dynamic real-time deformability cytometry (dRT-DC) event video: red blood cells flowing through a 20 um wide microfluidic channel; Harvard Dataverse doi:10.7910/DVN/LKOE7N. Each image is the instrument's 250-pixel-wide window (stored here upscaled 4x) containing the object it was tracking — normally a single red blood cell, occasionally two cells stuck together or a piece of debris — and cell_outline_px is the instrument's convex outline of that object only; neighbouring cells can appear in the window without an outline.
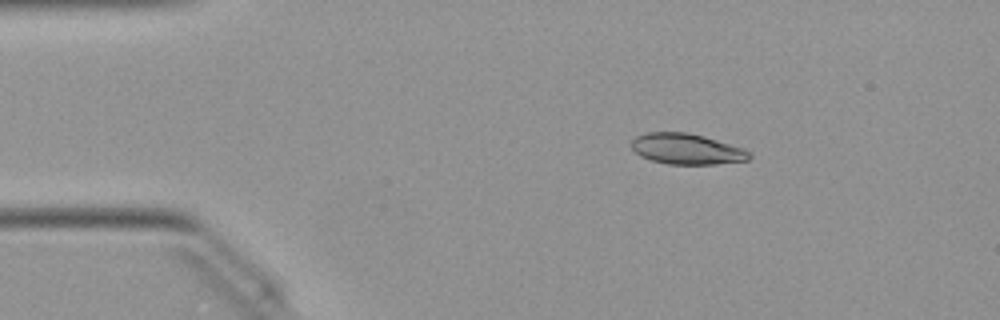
{"species": "Egyptian fruit bat (a non-hibernating species)", "species_latin": "Rousettus aegyptiacus", "temperature_condition": "warm", "stored_images_in_passage": 43, "camera_frame_rate_fps": 3000, "um_per_image_px": 0.085, "animal": {"sex": "female"}, "frame": {"image": 1, "passage_image": 1, "time_ms": 0.0, "image_size_px": [1000, 320], "cell_outline_px": [[752, 156], [748, 160], [716, 164], [668, 164], [652, 160], [640, 156], [628, 144], [636, 136], [644, 132], [688, 132], [704, 136], [744, 148], [752, 152]], "centroid_in_image_um": [58.36, 12.65], "position_along_channel_um": 26.6, "area_um2": 21.33}}
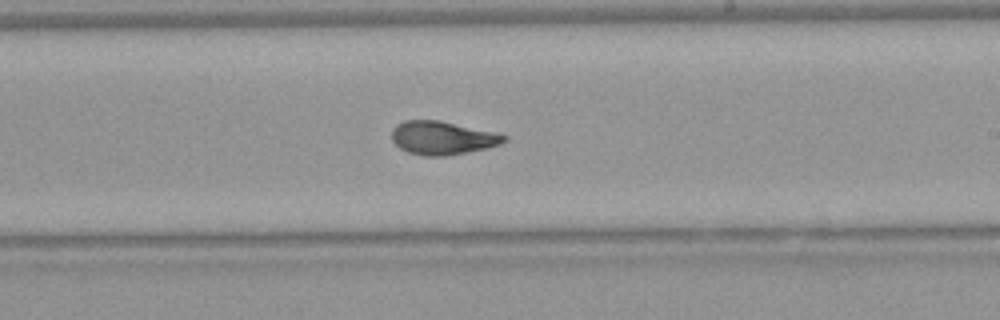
{"frame": {"image": 2, "passage_image": 22, "time_ms": 7.0, "image_size_px": [1000, 320], "cell_outline_px": [[508, 140], [500, 144], [484, 148], [444, 156], [424, 156], [408, 152], [400, 148], [392, 140], [392, 128], [396, 124], [404, 120], [440, 120], [496, 132], [508, 136]], "centroid_in_image_um": [37.59, 11.7], "position_along_channel_um": 251.4, "area_um2": 21.85}}
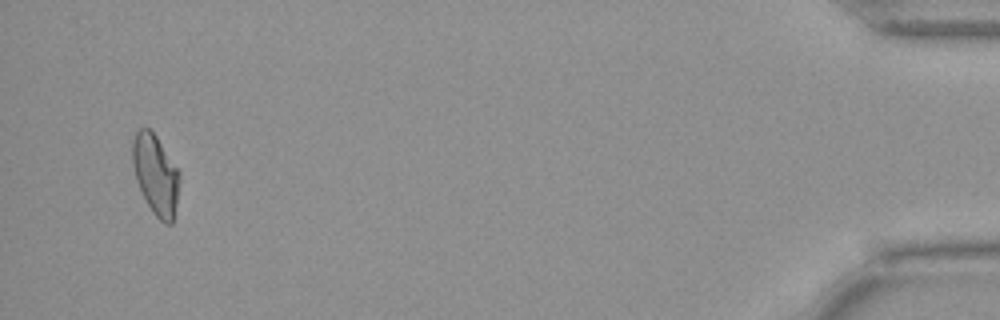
{"frame": {"image": 3, "passage_image": 41, "time_ms": 13.333, "image_size_px": [1000, 320], "cell_outline_px": [[180, 176], [176, 204], [172, 224], [164, 224], [156, 216], [148, 204], [136, 180], [132, 164], [132, 140], [136, 132], [140, 128], [148, 128], [156, 136], [180, 172]], "centroid_in_image_um": [13.22, 14.83], "position_along_channel_um": 422.0, "area_um2": 21.68}, "authors_computed_cell_mechanics": {"area_um2": 21.8484, "velocity_mm_per_s": 4.0564, "shape_relaxation_time_tau1_ms": 8.3241, "shape_relaxation_time_tau2_ms": 1.8827, "deformation_change_tau1": 0.2338, "deformation_change_tau2": 0.0731}}